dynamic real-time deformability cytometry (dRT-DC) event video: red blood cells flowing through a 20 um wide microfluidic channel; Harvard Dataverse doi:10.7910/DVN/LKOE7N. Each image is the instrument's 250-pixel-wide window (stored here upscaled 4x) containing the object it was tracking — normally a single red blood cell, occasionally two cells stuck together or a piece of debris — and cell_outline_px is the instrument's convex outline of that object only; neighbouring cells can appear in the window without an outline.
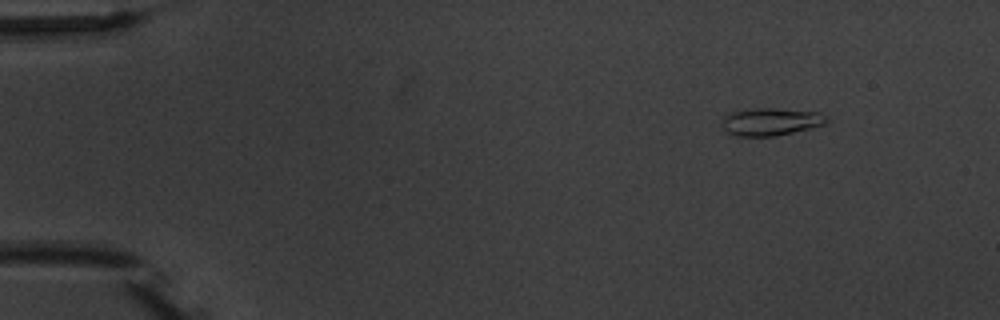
{"species": "common noctule bat (a hibernating species)", "species_latin": "Nyctalus noctula", "temperature_condition": "warm", "stored_images_in_passage": 5, "camera_frame_rate_fps": 3000, "um_per_image_px": 0.085, "animal": {"sex": "male", "body_mass_g": 20.1, "forearm_length_mm": 53.5}, "frame": {"image": 1, "passage_image": 2, "time_ms": 1.333, "image_size_px": [1000, 320], "cell_outline_px": [[828, 120], [824, 124], [812, 128], [776, 136], [736, 136], [728, 132], [724, 128], [724, 116], [732, 112], [752, 108], [772, 108], [820, 112], [828, 116]], "centroid_in_image_um": [65.57, 10.34], "position_along_channel_um": 19.4, "area_um2": 16.76}}
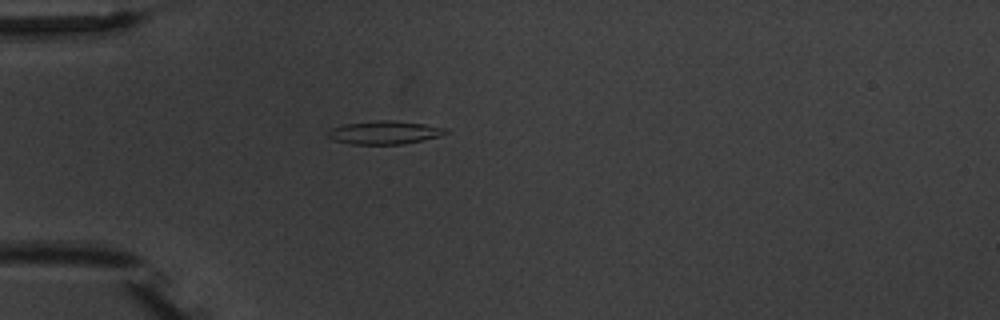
{"frame": {"image": 2, "passage_image": 5, "time_ms": 4.667, "image_size_px": [1000, 320], "cell_outline_px": [[448, 132], [440, 136], [404, 144], [352, 144], [332, 140], [328, 136], [328, 132], [332, 128], [344, 124], [376, 120], [392, 120], [424, 124], [448, 128]], "centroid_in_image_um": [32.69, 11.26], "position_along_channel_um": 52.3, "area_um2": 15.95}}